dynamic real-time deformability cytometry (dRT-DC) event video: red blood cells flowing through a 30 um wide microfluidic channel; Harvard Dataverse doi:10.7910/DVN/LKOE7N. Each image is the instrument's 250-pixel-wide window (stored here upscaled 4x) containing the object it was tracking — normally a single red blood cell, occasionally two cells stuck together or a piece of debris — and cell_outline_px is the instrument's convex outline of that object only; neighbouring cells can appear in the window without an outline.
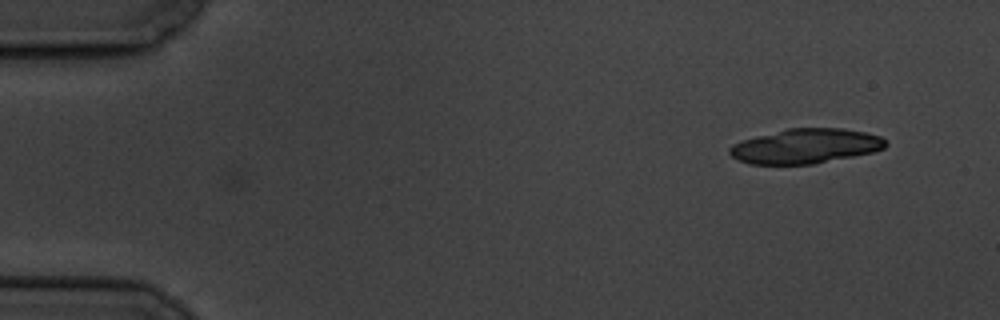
{"species": "common noctule bat (a hibernating species)", "species_latin": "Nyctalus noctula", "temperature_condition": "cold", "stored_images_in_passage": 5, "camera_frame_rate_fps": 3000, "um_per_image_px": 0.085, "animal": {"sex": "male", "body_mass_g": 19.5, "forearm_length_mm": 54.6}, "frame": {"image": 1, "passage_image": 1, "time_ms": 0.0, "image_size_px": [1000, 320], "cell_outline_px": [[888, 144], [884, 148], [872, 152], [812, 164], [748, 164], [732, 156], [728, 152], [728, 148], [732, 144], [756, 136], [788, 128], [844, 128], [864, 132], [880, 136]], "centroid_in_image_um": [68.46, 12.41], "position_along_channel_um": 16.5, "area_um2": 31.33}}